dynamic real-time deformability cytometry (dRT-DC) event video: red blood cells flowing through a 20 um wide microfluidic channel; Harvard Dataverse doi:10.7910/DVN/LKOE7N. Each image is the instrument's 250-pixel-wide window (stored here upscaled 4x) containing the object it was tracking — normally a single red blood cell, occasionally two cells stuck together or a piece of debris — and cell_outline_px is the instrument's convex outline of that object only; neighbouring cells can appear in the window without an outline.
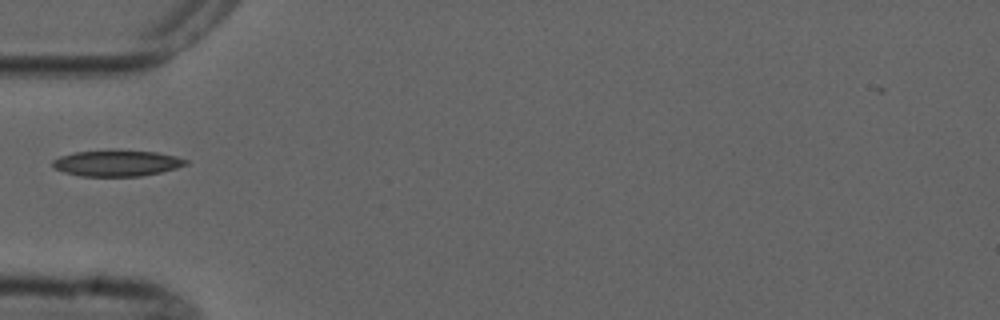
{"species": "common noctule bat (a hibernating species)", "species_latin": "Nyctalus noctula", "temperature_condition": "cold", "stored_images_in_passage": 2, "camera_frame_rate_fps": 3000, "um_per_image_px": 0.085, "animal": {"sex": "male", "forearm_length_mm": 52.5}, "frame": {"image": 1, "passage_image": 1, "time_ms": 0.0, "image_size_px": [1000, 320], "cell_outline_px": [[188, 164], [176, 168], [160, 172], [140, 176], [80, 176], [64, 172], [52, 168], [52, 160], [60, 156], [76, 152], [156, 152], [176, 156], [188, 160]], "centroid_in_image_um": [9.92, 13.9], "position_along_channel_um": 75.1, "area_um2": 19.59}}
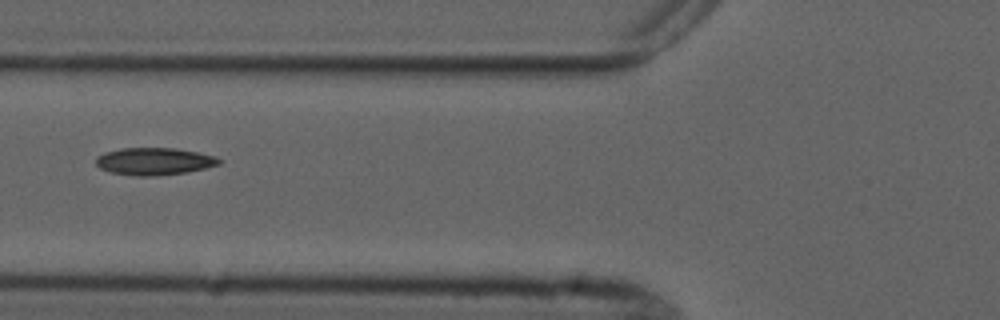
{"frame": {"image": 2, "passage_image": 2, "time_ms": 1.0, "image_size_px": [1000, 320], "cell_outline_px": [[220, 164], [204, 168], [184, 172], [156, 176], [136, 176], [112, 172], [100, 168], [96, 164], [96, 156], [104, 152], [120, 148], [176, 148], [216, 156], [220, 160]], "centroid_in_image_um": [13.07, 13.7], "position_along_channel_um": 112.7, "area_um2": 19.48}}